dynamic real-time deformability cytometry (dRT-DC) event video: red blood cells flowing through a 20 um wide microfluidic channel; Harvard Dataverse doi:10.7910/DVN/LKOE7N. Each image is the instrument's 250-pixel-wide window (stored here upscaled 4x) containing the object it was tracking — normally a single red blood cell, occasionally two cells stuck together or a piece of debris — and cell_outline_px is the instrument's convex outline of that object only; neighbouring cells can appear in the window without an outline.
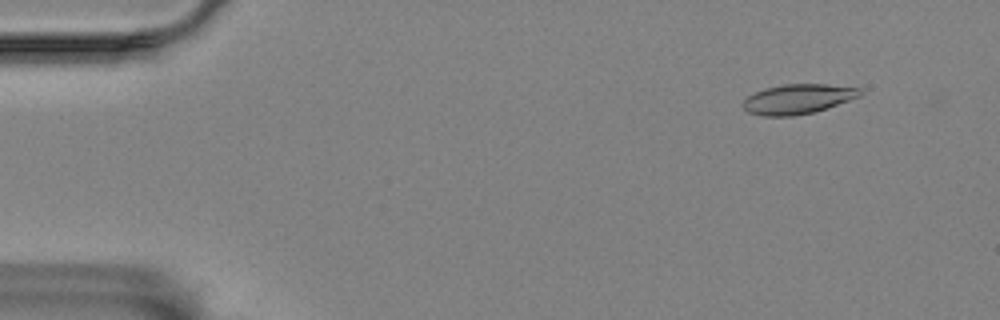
{"species": "Egyptian fruit bat (a non-hibernating species)", "species_latin": "Rousettus aegyptiacus", "temperature_condition": "room temperature", "stored_images_in_passage": 58, "camera_frame_rate_fps": 3000, "um_per_image_px": 0.085, "animal": {"sex": "female"}, "frame": {"image": 1, "passage_image": 6, "time_ms": 1.667, "image_size_px": [1000, 320], "cell_outline_px": [[864, 92], [860, 96], [812, 112], [792, 116], [764, 116], [748, 112], [744, 108], [744, 100], [748, 96], [764, 88], [784, 84], [828, 84], [860, 88]], "centroid_in_image_um": [67.82, 8.4], "position_along_channel_um": 17.2, "area_um2": 20.0}}
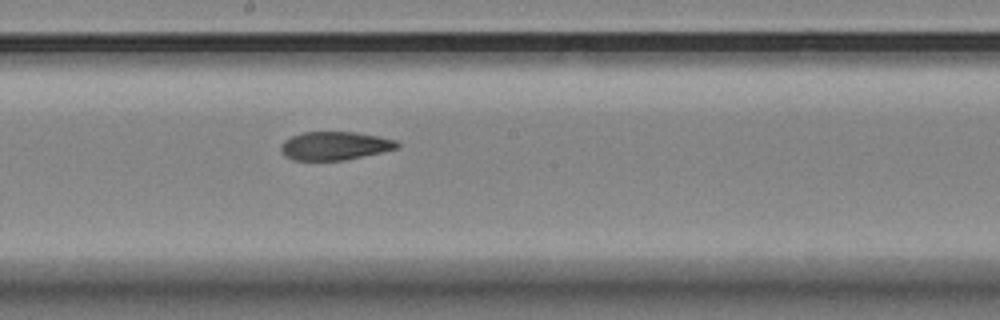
{"frame": {"image": 2, "passage_image": 32, "time_ms": 10.333, "image_size_px": [1000, 320], "cell_outline_px": [[400, 148], [384, 152], [344, 160], [292, 160], [284, 156], [280, 152], [280, 144], [284, 140], [292, 136], [304, 132], [356, 132], [380, 136], [396, 140], [400, 144]], "centroid_in_image_um": [28.47, 12.39], "position_along_channel_um": 219.7, "area_um2": 19.54}}
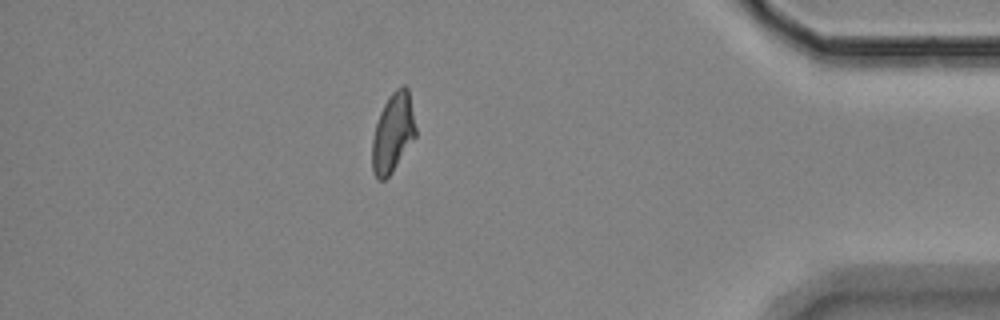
{"frame": {"image": 3, "passage_image": 51, "time_ms": 16.667, "image_size_px": [1000, 320], "cell_outline_px": [[416, 136], [392, 172], [384, 180], [376, 180], [372, 172], [372, 140], [376, 124], [380, 112], [388, 96], [396, 88], [404, 84], [408, 88], [416, 128]], "centroid_in_image_um": [33.39, 11.29], "position_along_channel_um": 401.8, "area_um2": 20.11}, "authors_computed_cell_mechanics": {"area_um2": 20.23, "velocity_mm_per_s": 3.4622, "shape_relaxation_time_tau1_ms": null, "shape_relaxation_time_tau2_ms": 3.2879, "deformation_change_tau1": null, "deformation_change_tau2": 0.1044}}